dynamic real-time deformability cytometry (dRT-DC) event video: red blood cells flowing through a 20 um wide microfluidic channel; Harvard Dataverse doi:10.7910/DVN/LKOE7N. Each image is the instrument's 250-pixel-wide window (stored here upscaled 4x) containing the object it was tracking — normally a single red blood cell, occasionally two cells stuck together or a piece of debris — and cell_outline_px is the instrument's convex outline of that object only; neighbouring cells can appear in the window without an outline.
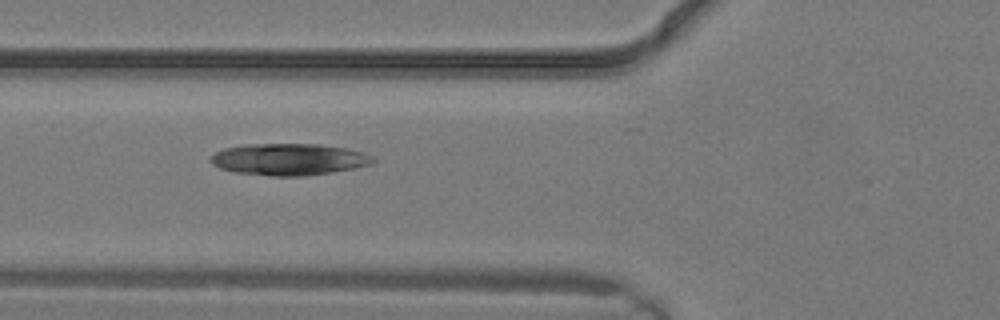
{"species": "common noctule bat (a hibernating species)", "species_latin": "Nyctalus noctula", "temperature_condition": "warm", "stored_images_in_passage": 3, "camera_frame_rate_fps": 3000, "um_per_image_px": 0.085, "animal": {"sex": "male", "body_mass_g": 19.2, "forearm_length_mm": 51.8}, "frame": {"image": 1, "passage_image": 3, "time_ms": 0.667, "image_size_px": [1000, 320], "cell_outline_px": [[376, 160], [372, 164], [356, 168], [332, 172], [300, 176], [272, 176], [232, 172], [220, 168], [212, 164], [208, 160], [216, 152], [224, 148], [244, 144], [320, 144], [348, 148], [364, 152], [372, 156]], "centroid_in_image_um": [24.57, 13.54], "position_along_channel_um": 101.2, "area_um2": 30.29}}